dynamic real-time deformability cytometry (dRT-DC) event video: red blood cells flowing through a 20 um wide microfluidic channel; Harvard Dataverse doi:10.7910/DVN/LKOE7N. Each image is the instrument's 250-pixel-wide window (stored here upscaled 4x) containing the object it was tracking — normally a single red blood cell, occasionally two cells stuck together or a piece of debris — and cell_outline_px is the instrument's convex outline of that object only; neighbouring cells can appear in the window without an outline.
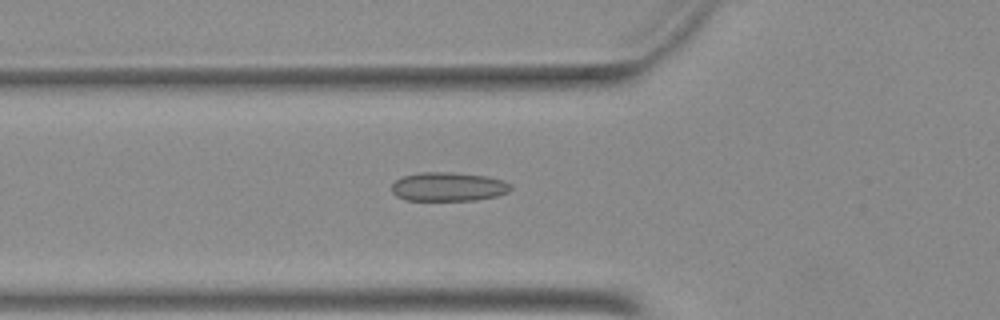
{"species": "Egyptian fruit bat (a non-hibernating species)", "species_latin": "Rousettus aegyptiacus", "temperature_condition": "warm", "stored_images_in_passage": 31, "camera_frame_rate_fps": 3000, "um_per_image_px": 0.085, "animal": {"sex": "female"}, "frame": {"image": 1, "passage_image": 3, "time_ms": 0.667, "image_size_px": [1000, 320], "cell_outline_px": [[512, 188], [508, 192], [496, 196], [476, 200], [404, 200], [396, 196], [392, 192], [392, 184], [396, 180], [404, 176], [420, 172], [452, 172], [488, 176], [504, 180], [512, 184]], "centroid_in_image_um": [38.13, 15.87], "position_along_channel_um": 87.7, "area_um2": 20.23}}
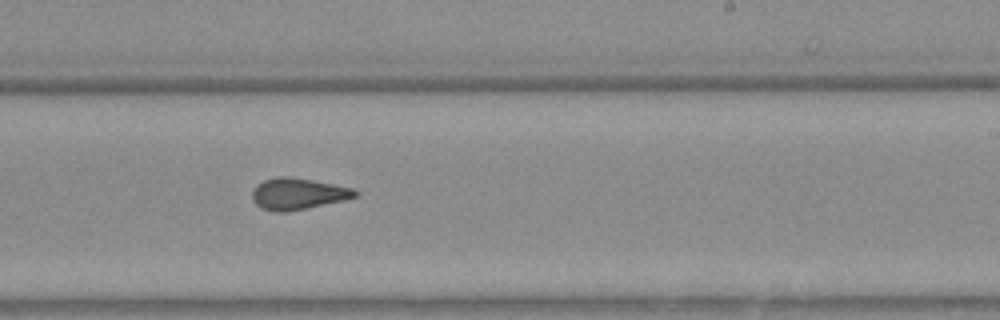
{"frame": {"image": 2, "passage_image": 16, "time_ms": 5.0, "image_size_px": [1000, 320], "cell_outline_px": [[360, 192], [356, 196], [344, 200], [288, 212], [276, 212], [264, 208], [256, 204], [252, 200], [252, 192], [256, 184], [264, 180], [276, 176], [288, 176], [312, 180], [352, 188]], "centroid_in_image_um": [25.3, 16.47], "position_along_channel_um": 263.7, "area_um2": 18.79}}
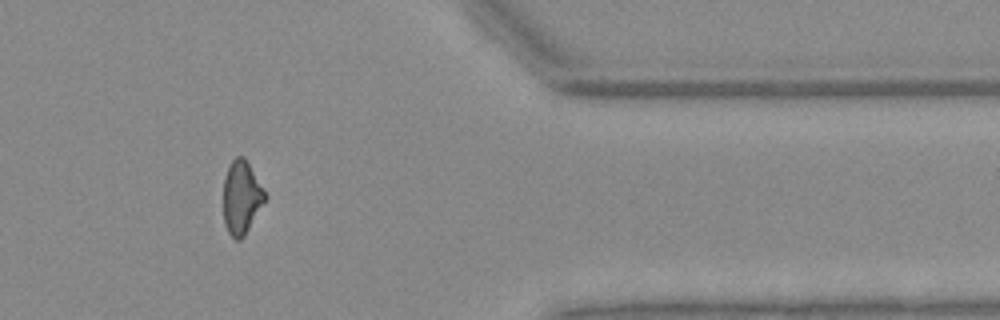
{"frame": {"image": 3, "passage_image": 27, "time_ms": 8.667, "image_size_px": [1000, 320], "cell_outline_px": [[268, 196], [244, 236], [240, 240], [236, 240], [228, 232], [224, 224], [224, 176], [232, 160], [236, 156], [244, 156]], "centroid_in_image_um": [20.53, 16.78], "position_along_channel_um": 390.9, "area_um2": 17.69}}